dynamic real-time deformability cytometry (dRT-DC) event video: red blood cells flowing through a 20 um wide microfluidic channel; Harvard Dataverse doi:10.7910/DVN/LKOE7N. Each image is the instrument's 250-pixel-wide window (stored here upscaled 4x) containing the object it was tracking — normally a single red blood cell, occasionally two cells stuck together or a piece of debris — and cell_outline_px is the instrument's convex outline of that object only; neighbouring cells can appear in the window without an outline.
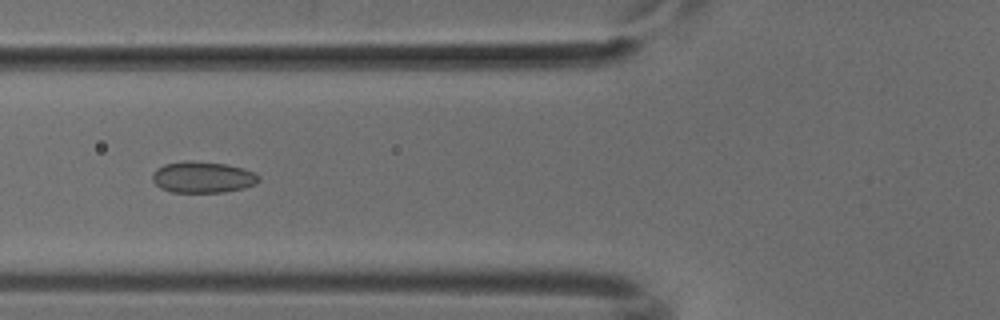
{"species": "common noctule bat (a hibernating species)", "species_latin": "Nyctalus noctula", "temperature_condition": "cold", "stored_images_in_passage": 51, "camera_frame_rate_fps": 3000, "um_per_image_px": 0.085, "animal": {"sex": "male", "body_mass_g": 18.8}, "frame": {"image": 1, "passage_image": 19, "time_ms": 6.0, "image_size_px": [1000, 320], "cell_outline_px": [[260, 180], [256, 184], [244, 188], [224, 192], [172, 192], [160, 188], [152, 180], [152, 172], [156, 168], [164, 164], [184, 160], [188, 160], [228, 164], [244, 168], [256, 172], [260, 176]], "centroid_in_image_um": [17.25, 15.05], "position_along_channel_um": 108.6, "area_um2": 19.77}}
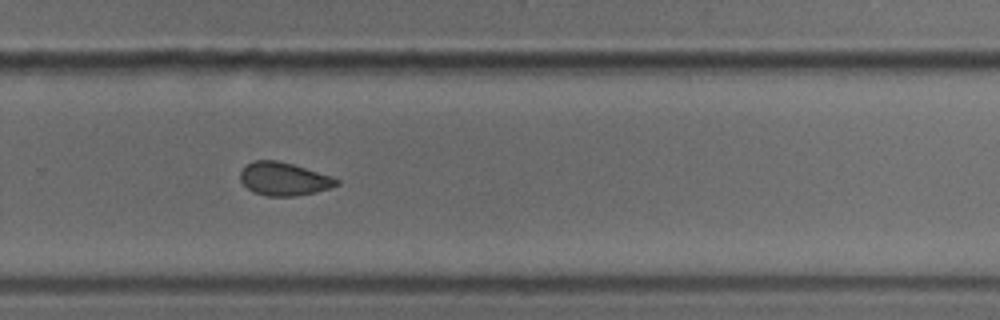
{"frame": {"image": 2, "passage_image": 34, "time_ms": 11.0, "image_size_px": [1000, 320], "cell_outline_px": [[340, 184], [316, 192], [296, 196], [268, 196], [252, 192], [240, 180], [240, 172], [244, 164], [252, 160], [276, 160], [292, 164], [332, 176], [340, 180]], "centroid_in_image_um": [24.1, 15.2], "position_along_channel_um": 305.7, "area_um2": 18.73}}
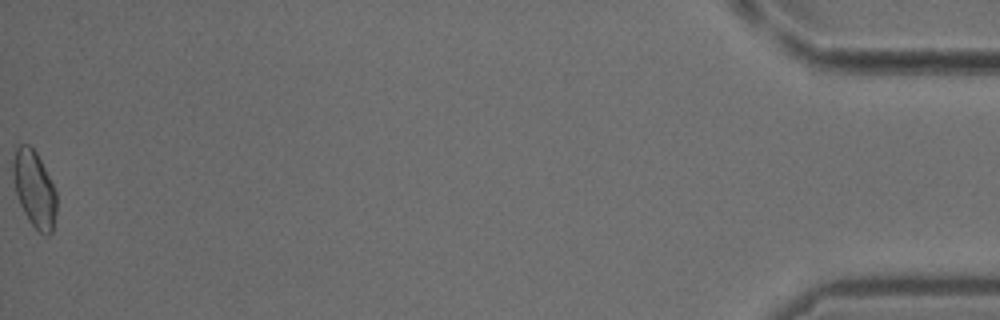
{"frame": {"image": 3, "passage_image": 51, "time_ms": 16.667, "image_size_px": [1000, 320], "cell_outline_px": [[56, 212], [52, 232], [48, 236], [44, 236], [28, 220], [20, 204], [16, 192], [12, 176], [12, 164], [16, 148], [20, 144], [28, 144], [36, 152], [56, 192]], "centroid_in_image_um": [2.91, 16.08], "position_along_channel_um": 432.3, "area_um2": 19.19}}